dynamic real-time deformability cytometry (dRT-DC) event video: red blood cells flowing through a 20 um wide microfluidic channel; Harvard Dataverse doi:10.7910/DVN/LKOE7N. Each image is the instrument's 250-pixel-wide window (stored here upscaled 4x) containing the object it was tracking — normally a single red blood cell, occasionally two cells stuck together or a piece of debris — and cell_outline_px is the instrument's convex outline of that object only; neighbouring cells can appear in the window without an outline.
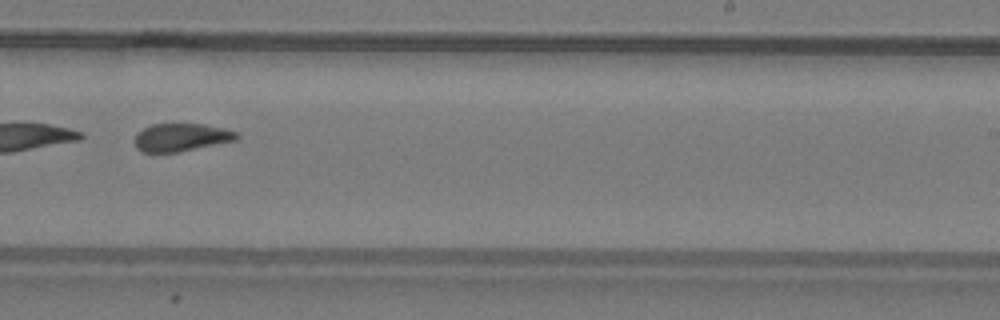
{"species": "common noctule bat (a hibernating species)", "species_latin": "Nyctalus noctula", "temperature_condition": "warm", "stored_images_in_passage": 53, "segment_of_instrument_passage": [2, 2], "camera_frame_rate_fps": 3000, "um_per_image_px": 0.085, "animal": {"sex": "male", "body_mass_g": 19.2, "forearm_length_mm": 51.8}, "frame": {"image": 1, "passage_image": 34, "time_ms": 11.0, "image_size_px": [1000, 320], "cell_outline_px": [[240, 136], [236, 140], [180, 152], [140, 152], [136, 148], [132, 140], [136, 132], [152, 124], [204, 124], [224, 128], [236, 132]], "centroid_in_image_um": [15.35, 11.68], "position_along_channel_um": 273.6, "area_um2": 16.82}}